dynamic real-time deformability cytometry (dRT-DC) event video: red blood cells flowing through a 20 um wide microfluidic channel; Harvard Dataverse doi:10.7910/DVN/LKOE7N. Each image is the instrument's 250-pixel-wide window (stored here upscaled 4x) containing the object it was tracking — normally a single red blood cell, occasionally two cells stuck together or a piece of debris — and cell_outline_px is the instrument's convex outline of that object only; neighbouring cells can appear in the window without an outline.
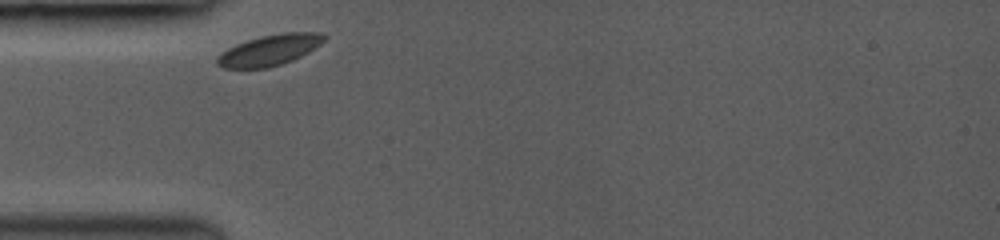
{"species": "common noctule bat (a hibernating species)", "species_latin": "Nyctalus noctula", "temperature_condition": "room temperature", "stored_images_in_passage": 9, "camera_frame_rate_fps": 3000, "um_per_image_px": 0.085, "animal": {"sex": "female", "body_mass_g": 19.0, "forearm_length_mm": 53.3}, "frame": {"image": 1, "passage_image": 1, "time_ms": 0.0, "image_size_px": [1000, 240], "cell_outline_px": [[328, 36], [320, 44], [308, 52], [292, 60], [268, 68], [224, 68], [216, 64], [216, 56], [228, 48], [236, 44], [260, 36], [280, 32], [324, 32]], "centroid_in_image_um": [22.92, 4.24], "position_along_channel_um": 62.1, "area_um2": 19.31}}
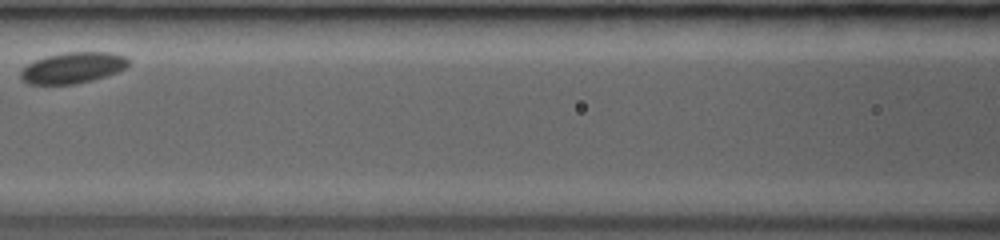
{"frame": {"image": 2, "passage_image": 5, "time_ms": 2.667, "image_size_px": [1000, 240], "cell_outline_px": [[132, 60], [124, 68], [116, 72], [92, 80], [76, 84], [28, 84], [20, 76], [20, 72], [28, 64], [44, 56], [64, 52], [112, 52], [124, 56]], "centroid_in_image_um": [6.2, 5.75], "position_along_channel_um": 160.4, "area_um2": 19.42}}
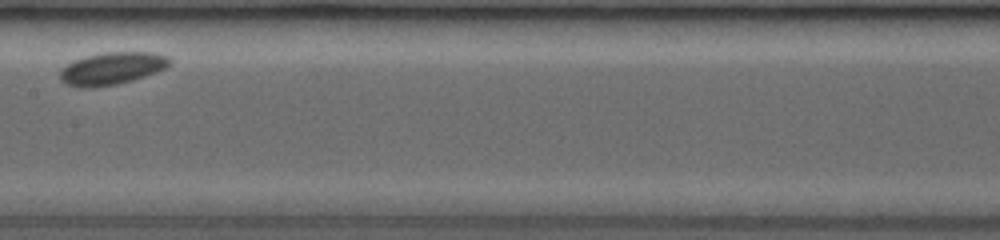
{"frame": {"image": 3, "passage_image": 7, "time_ms": 3.667, "image_size_px": [1000, 240], "cell_outline_px": [[172, 64], [156, 72], [132, 80], [116, 84], [92, 88], [80, 88], [68, 84], [60, 80], [60, 68], [76, 60], [88, 56], [104, 52], [152, 52], [168, 56], [172, 60]], "centroid_in_image_um": [9.53, 5.82], "position_along_channel_um": 197.9, "area_um2": 20.63}}